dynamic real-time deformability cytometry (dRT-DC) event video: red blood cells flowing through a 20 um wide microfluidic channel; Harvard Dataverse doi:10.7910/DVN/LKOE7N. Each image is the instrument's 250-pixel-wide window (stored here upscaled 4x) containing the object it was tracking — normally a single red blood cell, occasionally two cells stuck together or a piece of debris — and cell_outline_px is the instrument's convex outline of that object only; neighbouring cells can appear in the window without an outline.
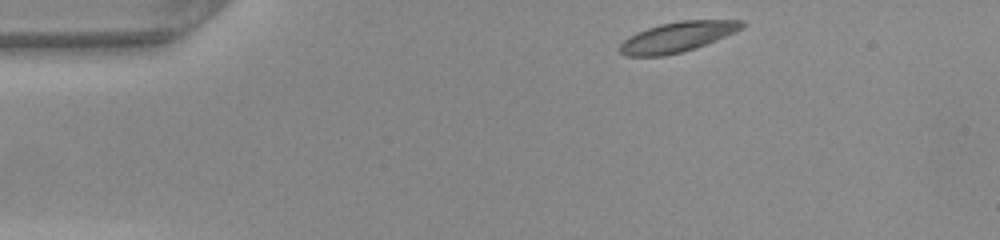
{"species": "common noctule bat (a hibernating species)", "species_latin": "Nyctalus noctula", "temperature_condition": "warm", "stored_images_in_passage": 42, "camera_frame_rate_fps": 3000, "um_per_image_px": 0.085, "animal": {"sex": "female", "body_mass_g": 22.0, "forearm_length_mm": 56.7}, "frame": {"image": 1, "passage_image": 1, "time_ms": 0.0, "image_size_px": [1000, 240], "cell_outline_px": [[744, 24], [740, 28], [716, 40], [696, 48], [664, 56], [624, 56], [620, 52], [620, 44], [628, 36], [636, 32], [660, 24], [680, 20], [744, 20]], "centroid_in_image_um": [57.52, 3.14], "position_along_channel_um": 27.5, "area_um2": 21.21}}
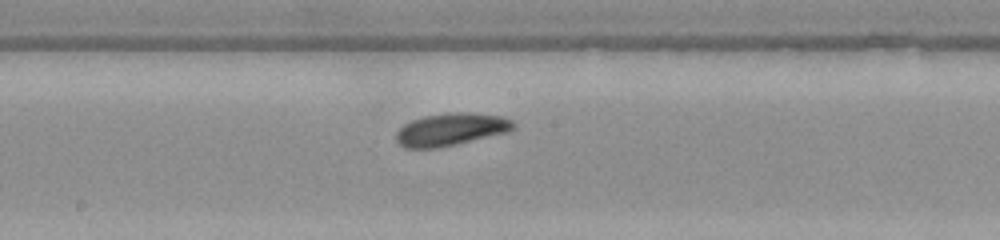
{"frame": {"image": 2, "passage_image": 19, "time_ms": 6.0, "image_size_px": [1000, 240], "cell_outline_px": [[516, 128], [508, 132], [456, 144], [436, 148], [404, 148], [396, 140], [396, 132], [404, 124], [412, 120], [424, 116], [452, 112], [472, 112], [500, 116], [512, 120], [516, 124]], "centroid_in_image_um": [38.35, 10.99], "position_along_channel_um": 209.9, "area_um2": 22.25}}
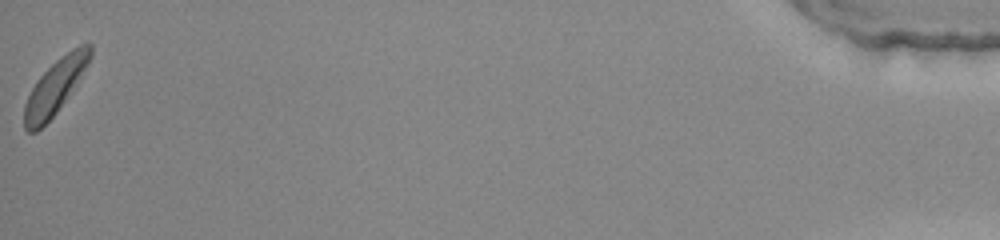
{"frame": {"image": 3, "passage_image": 42, "time_ms": 13.667, "image_size_px": [1000, 240], "cell_outline_px": [[92, 56], [88, 64], [56, 112], [36, 132], [28, 132], [24, 128], [24, 104], [36, 80], [60, 56], [72, 48], [88, 40], [92, 44]], "centroid_in_image_um": [4.69, 7.31], "position_along_channel_um": 430.5, "area_um2": 20.52}, "authors_computed_cell_mechanics": {"area_um2": 21.0681, "velocity_mm_per_s": 4.1532, "shape_relaxation_time_tau1_ms": 1.3469, "shape_relaxation_time_tau2_ms": null, "deformation_change_tau1": 0.0671, "deformation_change_tau2": null}}